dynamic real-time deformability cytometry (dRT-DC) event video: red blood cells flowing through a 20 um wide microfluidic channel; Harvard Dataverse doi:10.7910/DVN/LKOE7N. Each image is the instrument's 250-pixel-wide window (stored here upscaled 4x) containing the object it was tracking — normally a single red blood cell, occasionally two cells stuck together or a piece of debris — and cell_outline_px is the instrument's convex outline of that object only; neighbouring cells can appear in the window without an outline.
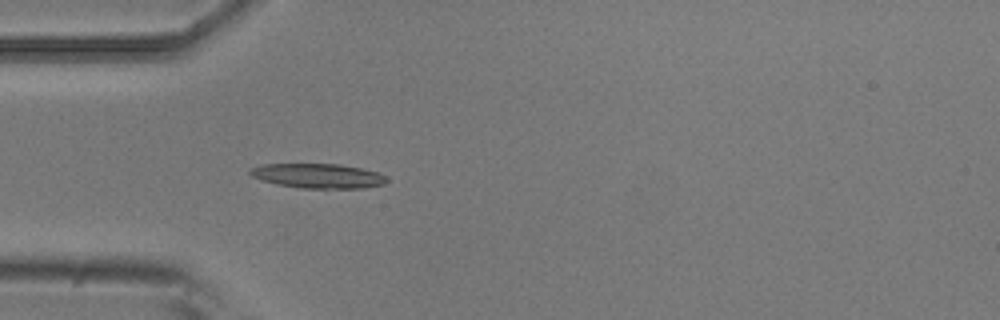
{"species": "common noctule bat (a hibernating species)", "species_latin": "Nyctalus noctula", "temperature_condition": "room temperature", "stored_images_in_passage": 4, "camera_frame_rate_fps": 3000, "um_per_image_px": 0.085, "animal": {"sex": "male", "body_mass_g": 20.5, "forearm_length_mm": 52.5}, "frame": {"image": 1, "passage_image": 4, "time_ms": 1.0, "image_size_px": [1000, 320], "cell_outline_px": [[388, 180], [384, 184], [364, 188], [300, 188], [276, 184], [260, 180], [252, 176], [248, 172], [248, 168], [260, 164], [340, 164], [360, 168], [376, 172], [384, 176]], "centroid_in_image_um": [26.96, 14.95], "position_along_channel_um": 58.0, "area_um2": 19.65}}